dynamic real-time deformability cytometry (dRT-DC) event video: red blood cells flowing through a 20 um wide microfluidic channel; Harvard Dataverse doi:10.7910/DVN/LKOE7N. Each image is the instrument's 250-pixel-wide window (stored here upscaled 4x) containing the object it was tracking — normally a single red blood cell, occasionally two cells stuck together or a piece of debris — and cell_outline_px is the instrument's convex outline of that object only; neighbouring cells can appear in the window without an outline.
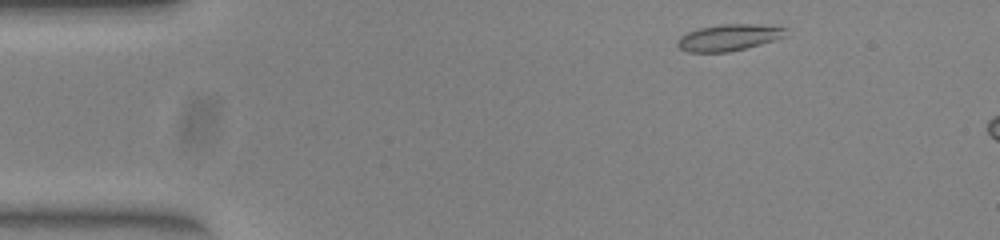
{"species": "common noctule bat (a hibernating species)", "species_latin": "Nyctalus noctula", "temperature_condition": "warm", "stored_images_in_passage": 7, "camera_frame_rate_fps": 3000, "um_per_image_px": 0.085, "animal": {"sex": "female", "body_mass_g": 23.0, "forearm_length_mm": 53.4}, "frame": {"image": 1, "passage_image": 1, "time_ms": 0.0, "image_size_px": [1000, 240], "cell_outline_px": [[788, 36], [776, 40], [728, 52], [688, 52], [680, 48], [676, 44], [676, 40], [680, 36], [688, 32], [700, 28], [720, 24], [772, 24], [788, 28]], "centroid_in_image_um": [62.03, 3.17], "position_along_channel_um": 23.0, "area_um2": 17.05}}